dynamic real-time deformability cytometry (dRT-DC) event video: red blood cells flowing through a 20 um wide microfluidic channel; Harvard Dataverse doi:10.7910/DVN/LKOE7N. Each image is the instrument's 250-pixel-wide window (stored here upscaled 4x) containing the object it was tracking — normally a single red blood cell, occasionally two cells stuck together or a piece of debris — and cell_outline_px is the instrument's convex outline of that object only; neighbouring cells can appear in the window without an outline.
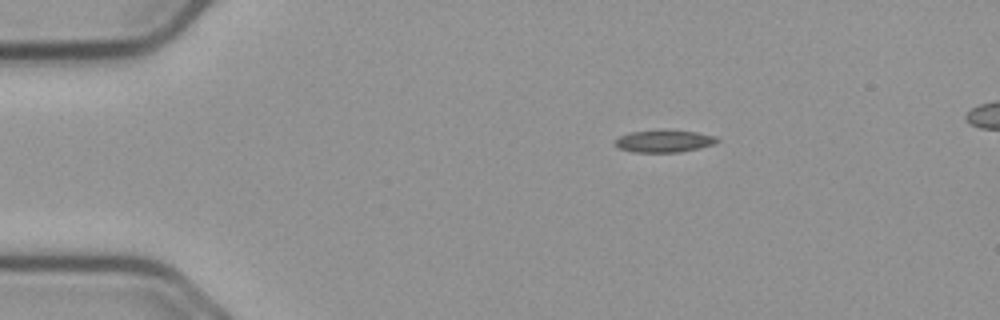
{"species": "common noctule bat (a hibernating species)", "species_latin": "Nyctalus noctula", "temperature_condition": "cold", "stored_images_in_passage": 46, "camera_frame_rate_fps": 3000, "um_per_image_px": 0.085, "animal": {"sex": "male", "body_mass_g": 23.1, "forearm_length_mm": 52.7}, "frame": {"image": 1, "passage_image": 1, "time_ms": 0.0, "image_size_px": [1000, 320], "cell_outline_px": [[720, 140], [716, 144], [700, 148], [680, 152], [632, 152], [620, 148], [612, 140], [628, 132], [696, 132], [716, 136]], "centroid_in_image_um": [56.47, 12.03], "position_along_channel_um": 28.5, "area_um2": 12.77}}
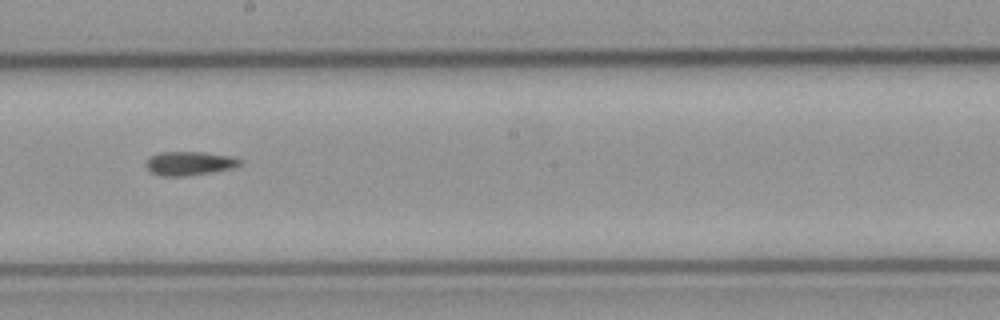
{"frame": {"image": 2, "passage_image": 22, "time_ms": 7.0, "image_size_px": [1000, 320], "cell_outline_px": [[240, 164], [232, 168], [184, 176], [160, 176], [148, 172], [144, 164], [152, 156], [160, 152], [204, 152], [228, 156], [240, 160]], "centroid_in_image_um": [16.0, 13.89], "position_along_channel_um": 232.2, "area_um2": 12.83}}
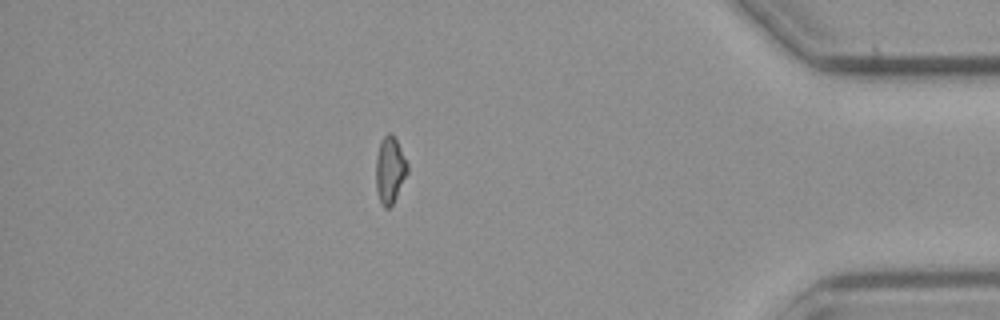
{"frame": {"image": 3, "passage_image": 39, "time_ms": 12.667, "image_size_px": [1000, 320], "cell_outline_px": [[408, 172], [392, 204], [388, 208], [384, 208], [380, 200], [376, 188], [376, 156], [380, 140], [388, 132], [392, 132], [408, 164]], "centroid_in_image_um": [33.13, 14.41], "position_along_channel_um": 402.1, "area_um2": 12.14}}